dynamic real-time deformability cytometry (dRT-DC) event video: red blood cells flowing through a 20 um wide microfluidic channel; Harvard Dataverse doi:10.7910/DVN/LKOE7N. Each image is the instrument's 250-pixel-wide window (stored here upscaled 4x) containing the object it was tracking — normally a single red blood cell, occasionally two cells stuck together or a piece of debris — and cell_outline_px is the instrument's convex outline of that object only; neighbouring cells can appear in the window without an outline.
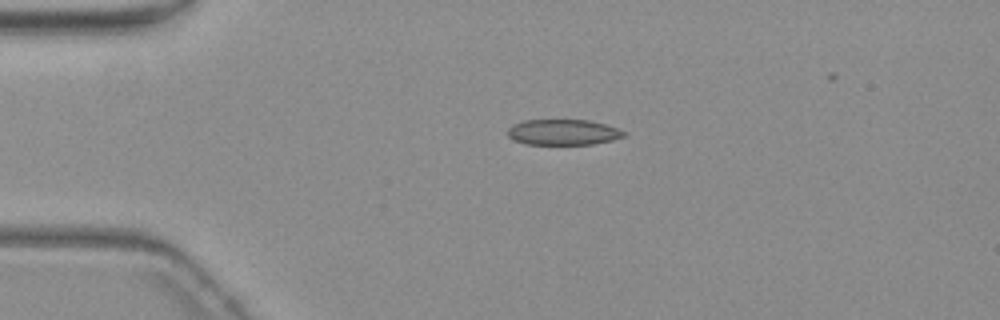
{"species": "common noctule bat (a hibernating species)", "species_latin": "Nyctalus noctula", "temperature_condition": "warm", "stored_images_in_passage": 4, "camera_frame_rate_fps": 3000, "um_per_image_px": 0.085, "animal": {"sex": "female", "body_mass_g": 19.3, "forearm_length_mm": 54.1}, "frame": {"image": 1, "passage_image": 2, "time_ms": 1.333, "image_size_px": [1000, 320], "cell_outline_px": [[628, 132], [624, 136], [612, 140], [592, 144], [524, 144], [512, 140], [508, 136], [508, 128], [512, 124], [524, 120], [588, 120], [604, 124]], "centroid_in_image_um": [47.83, 11.24], "position_along_channel_um": 37.2, "area_um2": 17.4}}